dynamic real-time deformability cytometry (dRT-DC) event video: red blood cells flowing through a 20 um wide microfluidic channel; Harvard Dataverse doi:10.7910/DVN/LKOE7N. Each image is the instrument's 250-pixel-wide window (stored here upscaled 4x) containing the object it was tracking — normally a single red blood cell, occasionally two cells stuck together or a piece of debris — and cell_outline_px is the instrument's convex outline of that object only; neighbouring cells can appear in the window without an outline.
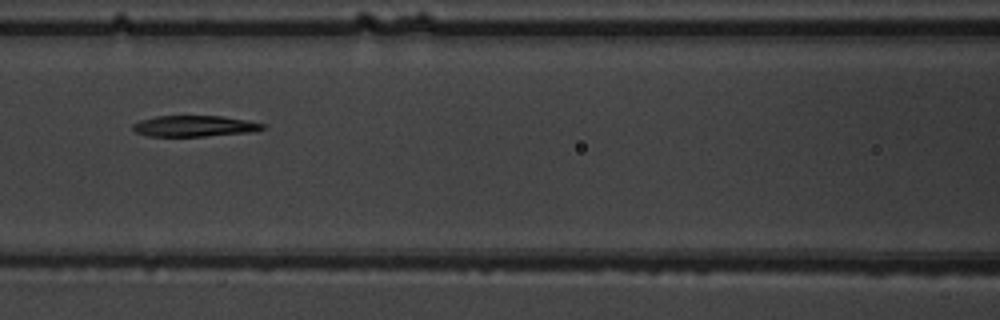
{"species": "common noctule bat (a hibernating species)", "species_latin": "Nyctalus noctula", "temperature_condition": "warm", "stored_images_in_passage": 4, "camera_frame_rate_fps": 3000, "um_per_image_px": 0.085, "animal": {"sex": "male", "body_mass_g": 19.5, "forearm_length_mm": 54.6}, "frame": {"image": 1, "passage_image": 4, "time_ms": 3.333, "image_size_px": [1000, 320], "cell_outline_px": [[268, 128], [248, 132], [204, 136], [148, 136], [136, 132], [132, 128], [132, 124], [140, 120], [156, 116], [220, 116], [248, 120], [264, 124]], "centroid_in_image_um": [16.52, 10.71], "position_along_channel_um": 150.1, "area_um2": 15.84}}